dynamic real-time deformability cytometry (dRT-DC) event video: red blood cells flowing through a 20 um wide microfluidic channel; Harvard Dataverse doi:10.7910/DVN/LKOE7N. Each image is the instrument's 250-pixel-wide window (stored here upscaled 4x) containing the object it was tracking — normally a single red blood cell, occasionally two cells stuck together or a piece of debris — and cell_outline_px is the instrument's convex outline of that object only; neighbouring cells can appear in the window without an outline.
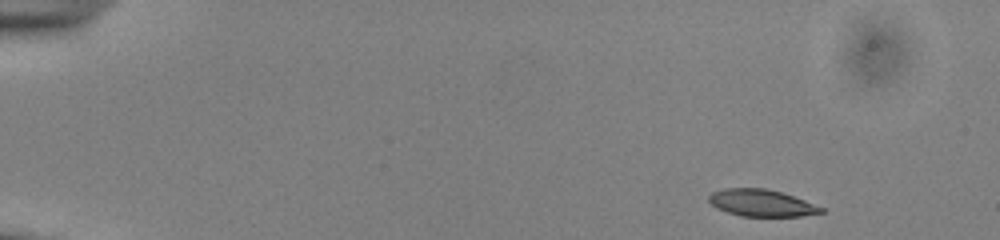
{"species": "common noctule bat (a hibernating species)", "species_latin": "Nyctalus noctula", "temperature_condition": "cold", "stored_images_in_passage": 49, "camera_frame_rate_fps": 3000, "um_per_image_px": 0.085, "animal": {"sex": "male", "body_mass_g": 13.0, "forearm_length_mm": 53.1}, "frame": {"image": 1, "passage_image": 1, "time_ms": 0.0, "image_size_px": [1000, 240], "cell_outline_px": [[824, 212], [800, 216], [740, 216], [716, 208], [708, 200], [708, 196], [712, 192], [724, 188], [764, 188], [780, 192], [804, 200], [824, 208]], "centroid_in_image_um": [64.69, 17.25], "position_along_channel_um": 20.3, "area_um2": 17.46}}
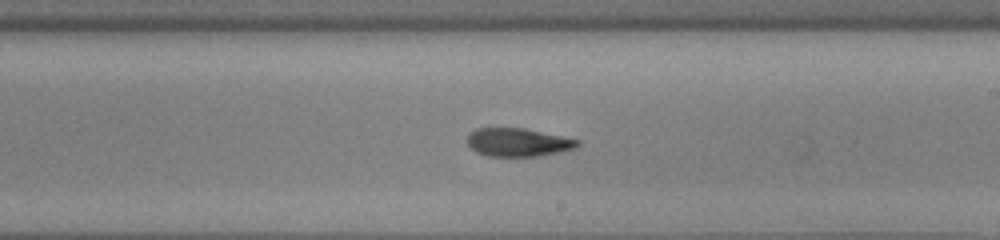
{"frame": {"image": 2, "passage_image": 28, "time_ms": 9.0, "image_size_px": [1000, 240], "cell_outline_px": [[580, 144], [576, 148], [560, 152], [540, 156], [488, 156], [476, 152], [468, 144], [468, 136], [476, 128], [524, 128], [564, 136], [580, 140]], "centroid_in_image_um": [44.08, 12.1], "position_along_channel_um": 244.9, "area_um2": 18.21}}
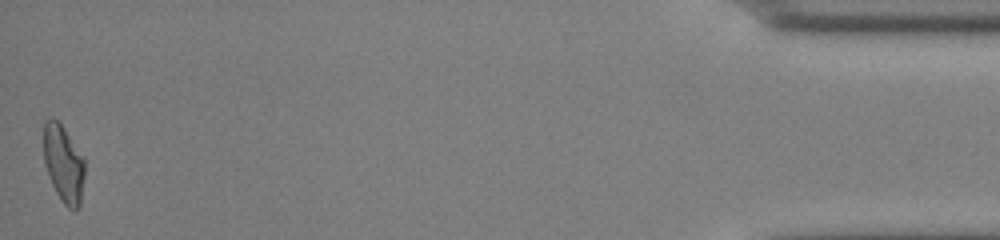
{"frame": {"image": 3, "passage_image": 49, "time_ms": 16.0, "image_size_px": [1000, 240], "cell_outline_px": [[84, 176], [80, 208], [68, 208], [60, 200], [52, 184], [44, 164], [44, 120], [56, 120], [64, 128], [84, 160]], "centroid_in_image_um": [5.39, 13.96], "position_along_channel_um": 429.8, "area_um2": 18.15}, "authors_computed_cell_mechanics": {"area_um2": 18.9584, "velocity_mm_per_s": 3.8368, "shape_relaxation_time_tau1_ms": 4.8294, "shape_relaxation_time_tau2_ms": 2.7251, "deformation_change_tau1": 0.1486, "deformation_change_tau2": 0.0883}}